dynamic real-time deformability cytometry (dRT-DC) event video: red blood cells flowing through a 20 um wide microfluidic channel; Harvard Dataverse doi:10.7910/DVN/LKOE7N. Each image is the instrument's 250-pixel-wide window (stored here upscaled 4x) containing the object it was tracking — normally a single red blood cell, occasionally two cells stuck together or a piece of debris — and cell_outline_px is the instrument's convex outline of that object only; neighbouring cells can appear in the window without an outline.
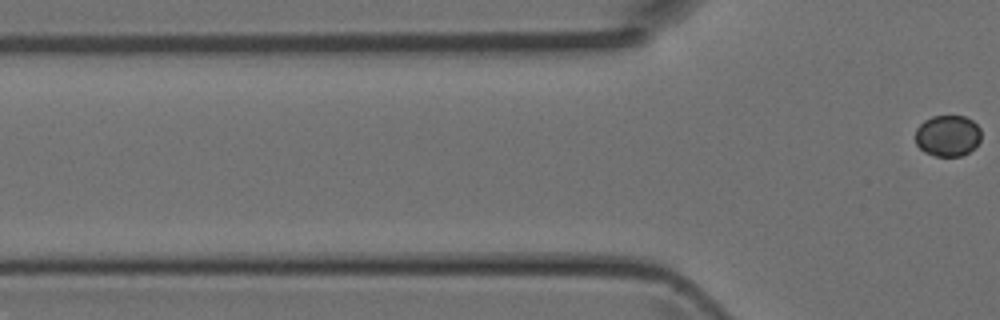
{"species": "Egyptian fruit bat (a non-hibernating species)", "species_latin": "Rousettus aegyptiacus", "temperature_condition": "room temperature", "stored_images_in_passage": 4, "camera_frame_rate_fps": 3000, "um_per_image_px": 0.085, "animal": {"sex": "female"}, "frame": {"image": 1, "passage_image": 4, "time_ms": 1.0, "image_size_px": [1000, 320], "cell_outline_px": [[980, 140], [976, 148], [960, 156], [936, 156], [924, 152], [916, 144], [916, 128], [924, 120], [932, 116], [964, 116], [972, 120], [980, 128]], "centroid_in_image_um": [80.56, 11.54], "position_along_channel_um": 45.2, "area_um2": 15.9}}